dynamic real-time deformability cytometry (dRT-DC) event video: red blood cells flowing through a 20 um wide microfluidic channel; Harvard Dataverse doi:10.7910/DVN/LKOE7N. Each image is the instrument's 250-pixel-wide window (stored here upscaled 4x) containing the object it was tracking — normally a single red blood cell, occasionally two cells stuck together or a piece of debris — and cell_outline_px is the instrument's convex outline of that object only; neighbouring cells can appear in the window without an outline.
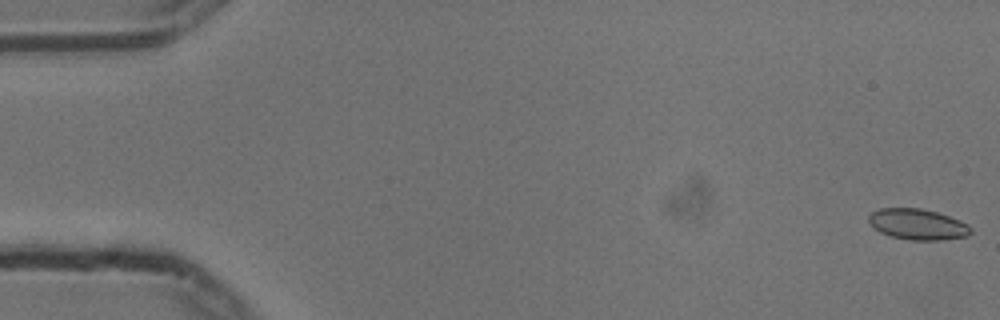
{"species": "common noctule bat (a hibernating species)", "species_latin": "Nyctalus noctula", "temperature_condition": "cold", "stored_images_in_passage": 55, "camera_frame_rate_fps": 3000, "um_per_image_px": 0.085, "animal": {"sex": "male", "body_mass_g": 13.3}, "frame": {"image": 1, "passage_image": 1, "time_ms": 0.0, "image_size_px": [1000, 320], "cell_outline_px": [[972, 232], [968, 236], [944, 240], [908, 240], [892, 236], [880, 232], [872, 228], [868, 220], [868, 216], [872, 212], [880, 208], [920, 208], [936, 212], [960, 220], [968, 224], [972, 228]], "centroid_in_image_um": [78.0, 19.07], "position_along_channel_um": 7.0, "area_um2": 18.5}}
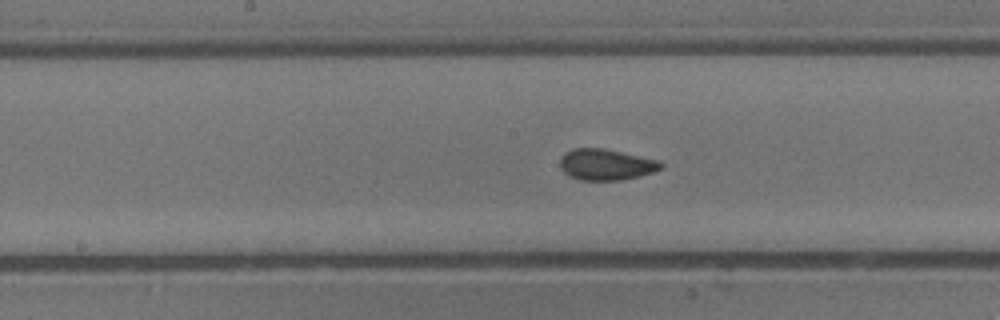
{"frame": {"image": 2, "passage_image": 28, "time_ms": 9.0, "image_size_px": [1000, 320], "cell_outline_px": [[664, 164], [660, 168], [652, 172], [620, 180], [580, 180], [568, 176], [560, 168], [560, 160], [564, 152], [572, 148], [604, 148], [660, 160]], "centroid_in_image_um": [51.47, 13.97], "position_along_channel_um": 196.7, "area_um2": 18.32}}
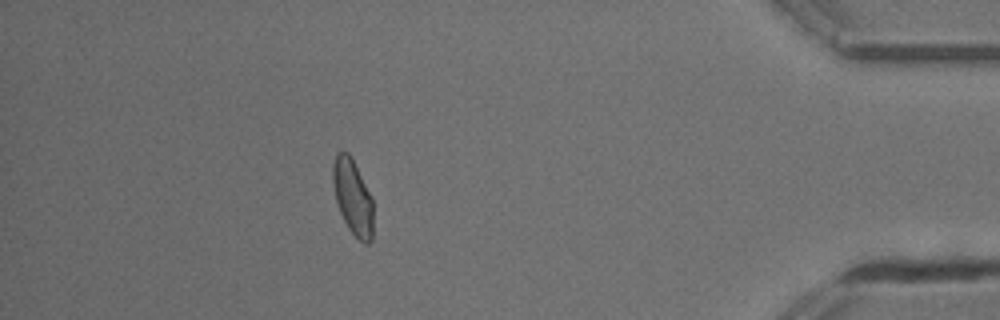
{"frame": {"image": 3, "passage_image": 49, "time_ms": 16.0, "image_size_px": [1000, 320], "cell_outline_px": [[372, 240], [368, 244], [364, 244], [348, 228], [340, 212], [336, 200], [332, 180], [332, 164], [336, 152], [348, 152], [372, 196]], "centroid_in_image_um": [29.97, 16.74], "position_along_channel_um": 405.2, "area_um2": 17.57}, "authors_computed_cell_mechanics": {"area_um2": 18.1492, "velocity_mm_per_s": 3.7227, "shape_relaxation_time_tau1_ms": 4.0862, "shape_relaxation_time_tau2_ms": null, "deformation_change_tau1": 0.0888, "deformation_change_tau2": null}}